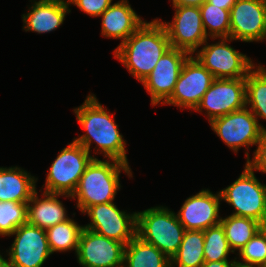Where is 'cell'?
Listing matches in <instances>:
<instances>
[{
  "label": "cell",
  "mask_w": 266,
  "mask_h": 267,
  "mask_svg": "<svg viewBox=\"0 0 266 267\" xmlns=\"http://www.w3.org/2000/svg\"><path fill=\"white\" fill-rule=\"evenodd\" d=\"M77 122L82 126L85 134L74 137V141L82 145L89 153L95 142V154H103L104 159H115L128 163L126 140L118 130L114 115L99 103L94 94H89L82 105L73 109ZM100 151V152H99Z\"/></svg>",
  "instance_id": "cell-1"
},
{
  "label": "cell",
  "mask_w": 266,
  "mask_h": 267,
  "mask_svg": "<svg viewBox=\"0 0 266 267\" xmlns=\"http://www.w3.org/2000/svg\"><path fill=\"white\" fill-rule=\"evenodd\" d=\"M170 48L161 19H154L151 22L144 21L113 53L129 73L142 83Z\"/></svg>",
  "instance_id": "cell-2"
},
{
  "label": "cell",
  "mask_w": 266,
  "mask_h": 267,
  "mask_svg": "<svg viewBox=\"0 0 266 267\" xmlns=\"http://www.w3.org/2000/svg\"><path fill=\"white\" fill-rule=\"evenodd\" d=\"M122 170L129 178L133 177L129 164L115 159L103 161L93 158L70 199H77L76 206L82 213L90 206L113 202L121 187Z\"/></svg>",
  "instance_id": "cell-3"
},
{
  "label": "cell",
  "mask_w": 266,
  "mask_h": 267,
  "mask_svg": "<svg viewBox=\"0 0 266 267\" xmlns=\"http://www.w3.org/2000/svg\"><path fill=\"white\" fill-rule=\"evenodd\" d=\"M185 228L175 212L156 206L136 212V236L171 259L181 245Z\"/></svg>",
  "instance_id": "cell-4"
},
{
  "label": "cell",
  "mask_w": 266,
  "mask_h": 267,
  "mask_svg": "<svg viewBox=\"0 0 266 267\" xmlns=\"http://www.w3.org/2000/svg\"><path fill=\"white\" fill-rule=\"evenodd\" d=\"M219 192L221 200L235 209L231 215L252 218L266 226V185L246 163L239 178Z\"/></svg>",
  "instance_id": "cell-5"
},
{
  "label": "cell",
  "mask_w": 266,
  "mask_h": 267,
  "mask_svg": "<svg viewBox=\"0 0 266 267\" xmlns=\"http://www.w3.org/2000/svg\"><path fill=\"white\" fill-rule=\"evenodd\" d=\"M96 158L74 140L52 162L43 192L72 195L87 165Z\"/></svg>",
  "instance_id": "cell-6"
},
{
  "label": "cell",
  "mask_w": 266,
  "mask_h": 267,
  "mask_svg": "<svg viewBox=\"0 0 266 267\" xmlns=\"http://www.w3.org/2000/svg\"><path fill=\"white\" fill-rule=\"evenodd\" d=\"M209 124L234 153L238 152L240 147H247V161L250 160L249 146L256 145L266 130L248 107L214 118Z\"/></svg>",
  "instance_id": "cell-7"
},
{
  "label": "cell",
  "mask_w": 266,
  "mask_h": 267,
  "mask_svg": "<svg viewBox=\"0 0 266 267\" xmlns=\"http://www.w3.org/2000/svg\"><path fill=\"white\" fill-rule=\"evenodd\" d=\"M218 42L208 44L206 40L195 58L214 76V78H243L255 66L250 57L236 51L226 42L231 38H219Z\"/></svg>",
  "instance_id": "cell-8"
},
{
  "label": "cell",
  "mask_w": 266,
  "mask_h": 267,
  "mask_svg": "<svg viewBox=\"0 0 266 267\" xmlns=\"http://www.w3.org/2000/svg\"><path fill=\"white\" fill-rule=\"evenodd\" d=\"M246 107V77L215 78L202 97L196 112L206 111L209 122Z\"/></svg>",
  "instance_id": "cell-9"
},
{
  "label": "cell",
  "mask_w": 266,
  "mask_h": 267,
  "mask_svg": "<svg viewBox=\"0 0 266 267\" xmlns=\"http://www.w3.org/2000/svg\"><path fill=\"white\" fill-rule=\"evenodd\" d=\"M126 211L118 209L114 202L90 206L83 212L91 219L84 228L126 246L136 236V212Z\"/></svg>",
  "instance_id": "cell-10"
},
{
  "label": "cell",
  "mask_w": 266,
  "mask_h": 267,
  "mask_svg": "<svg viewBox=\"0 0 266 267\" xmlns=\"http://www.w3.org/2000/svg\"><path fill=\"white\" fill-rule=\"evenodd\" d=\"M173 21L163 22L170 46L194 55L196 50L208 40L204 31L200 8L197 6H173Z\"/></svg>",
  "instance_id": "cell-11"
},
{
  "label": "cell",
  "mask_w": 266,
  "mask_h": 267,
  "mask_svg": "<svg viewBox=\"0 0 266 267\" xmlns=\"http://www.w3.org/2000/svg\"><path fill=\"white\" fill-rule=\"evenodd\" d=\"M214 79V76L190 55L182 66L174 92L164 104L195 110Z\"/></svg>",
  "instance_id": "cell-12"
},
{
  "label": "cell",
  "mask_w": 266,
  "mask_h": 267,
  "mask_svg": "<svg viewBox=\"0 0 266 267\" xmlns=\"http://www.w3.org/2000/svg\"><path fill=\"white\" fill-rule=\"evenodd\" d=\"M15 239L6 259L14 267H41L52 254L46 230L28 223L19 226L10 236Z\"/></svg>",
  "instance_id": "cell-13"
},
{
  "label": "cell",
  "mask_w": 266,
  "mask_h": 267,
  "mask_svg": "<svg viewBox=\"0 0 266 267\" xmlns=\"http://www.w3.org/2000/svg\"><path fill=\"white\" fill-rule=\"evenodd\" d=\"M190 54L184 50L170 48L157 62L142 85L151 96L152 106L163 105L172 95L184 62Z\"/></svg>",
  "instance_id": "cell-14"
},
{
  "label": "cell",
  "mask_w": 266,
  "mask_h": 267,
  "mask_svg": "<svg viewBox=\"0 0 266 267\" xmlns=\"http://www.w3.org/2000/svg\"><path fill=\"white\" fill-rule=\"evenodd\" d=\"M125 245L83 228L76 252L83 267H123Z\"/></svg>",
  "instance_id": "cell-15"
},
{
  "label": "cell",
  "mask_w": 266,
  "mask_h": 267,
  "mask_svg": "<svg viewBox=\"0 0 266 267\" xmlns=\"http://www.w3.org/2000/svg\"><path fill=\"white\" fill-rule=\"evenodd\" d=\"M230 38L249 43L266 39V0H236L230 9Z\"/></svg>",
  "instance_id": "cell-16"
},
{
  "label": "cell",
  "mask_w": 266,
  "mask_h": 267,
  "mask_svg": "<svg viewBox=\"0 0 266 267\" xmlns=\"http://www.w3.org/2000/svg\"><path fill=\"white\" fill-rule=\"evenodd\" d=\"M220 201V192L214 194L209 189H202L185 200L177 213L179 222L185 230L203 231L220 224Z\"/></svg>",
  "instance_id": "cell-17"
},
{
  "label": "cell",
  "mask_w": 266,
  "mask_h": 267,
  "mask_svg": "<svg viewBox=\"0 0 266 267\" xmlns=\"http://www.w3.org/2000/svg\"><path fill=\"white\" fill-rule=\"evenodd\" d=\"M29 6L27 14L22 15L23 30L38 34L49 33L59 28L65 16L71 12L66 0L35 1Z\"/></svg>",
  "instance_id": "cell-18"
},
{
  "label": "cell",
  "mask_w": 266,
  "mask_h": 267,
  "mask_svg": "<svg viewBox=\"0 0 266 267\" xmlns=\"http://www.w3.org/2000/svg\"><path fill=\"white\" fill-rule=\"evenodd\" d=\"M99 17L102 18L101 35L112 39H122L120 44L144 23V20L132 9L128 0L112 3Z\"/></svg>",
  "instance_id": "cell-19"
},
{
  "label": "cell",
  "mask_w": 266,
  "mask_h": 267,
  "mask_svg": "<svg viewBox=\"0 0 266 267\" xmlns=\"http://www.w3.org/2000/svg\"><path fill=\"white\" fill-rule=\"evenodd\" d=\"M36 191L27 203V223L44 230L69 219L64 204L58 199L60 196L71 197L67 194L43 192L39 198Z\"/></svg>",
  "instance_id": "cell-20"
},
{
  "label": "cell",
  "mask_w": 266,
  "mask_h": 267,
  "mask_svg": "<svg viewBox=\"0 0 266 267\" xmlns=\"http://www.w3.org/2000/svg\"><path fill=\"white\" fill-rule=\"evenodd\" d=\"M37 180L20 167H0V201L28 203L37 191Z\"/></svg>",
  "instance_id": "cell-21"
},
{
  "label": "cell",
  "mask_w": 266,
  "mask_h": 267,
  "mask_svg": "<svg viewBox=\"0 0 266 267\" xmlns=\"http://www.w3.org/2000/svg\"><path fill=\"white\" fill-rule=\"evenodd\" d=\"M123 267H171V260L157 247L135 236L125 246Z\"/></svg>",
  "instance_id": "cell-22"
},
{
  "label": "cell",
  "mask_w": 266,
  "mask_h": 267,
  "mask_svg": "<svg viewBox=\"0 0 266 267\" xmlns=\"http://www.w3.org/2000/svg\"><path fill=\"white\" fill-rule=\"evenodd\" d=\"M171 267H201L204 260V231L186 230Z\"/></svg>",
  "instance_id": "cell-23"
},
{
  "label": "cell",
  "mask_w": 266,
  "mask_h": 267,
  "mask_svg": "<svg viewBox=\"0 0 266 267\" xmlns=\"http://www.w3.org/2000/svg\"><path fill=\"white\" fill-rule=\"evenodd\" d=\"M222 225L225 236L233 253L240 251L245 244L263 227V225L248 217L229 215L222 217Z\"/></svg>",
  "instance_id": "cell-24"
},
{
  "label": "cell",
  "mask_w": 266,
  "mask_h": 267,
  "mask_svg": "<svg viewBox=\"0 0 266 267\" xmlns=\"http://www.w3.org/2000/svg\"><path fill=\"white\" fill-rule=\"evenodd\" d=\"M246 107L257 120H266V68L260 64L255 65L246 76Z\"/></svg>",
  "instance_id": "cell-25"
},
{
  "label": "cell",
  "mask_w": 266,
  "mask_h": 267,
  "mask_svg": "<svg viewBox=\"0 0 266 267\" xmlns=\"http://www.w3.org/2000/svg\"><path fill=\"white\" fill-rule=\"evenodd\" d=\"M84 226L69 218L46 230L47 240L52 254L78 250L79 237Z\"/></svg>",
  "instance_id": "cell-26"
},
{
  "label": "cell",
  "mask_w": 266,
  "mask_h": 267,
  "mask_svg": "<svg viewBox=\"0 0 266 267\" xmlns=\"http://www.w3.org/2000/svg\"><path fill=\"white\" fill-rule=\"evenodd\" d=\"M204 31L211 39L230 38V10L205 1L200 7Z\"/></svg>",
  "instance_id": "cell-27"
},
{
  "label": "cell",
  "mask_w": 266,
  "mask_h": 267,
  "mask_svg": "<svg viewBox=\"0 0 266 267\" xmlns=\"http://www.w3.org/2000/svg\"><path fill=\"white\" fill-rule=\"evenodd\" d=\"M229 253H233L221 224L204 230L205 262L230 261Z\"/></svg>",
  "instance_id": "cell-28"
},
{
  "label": "cell",
  "mask_w": 266,
  "mask_h": 267,
  "mask_svg": "<svg viewBox=\"0 0 266 267\" xmlns=\"http://www.w3.org/2000/svg\"><path fill=\"white\" fill-rule=\"evenodd\" d=\"M26 223L27 203L0 201V236H9Z\"/></svg>",
  "instance_id": "cell-29"
},
{
  "label": "cell",
  "mask_w": 266,
  "mask_h": 267,
  "mask_svg": "<svg viewBox=\"0 0 266 267\" xmlns=\"http://www.w3.org/2000/svg\"><path fill=\"white\" fill-rule=\"evenodd\" d=\"M238 252L243 263L266 266V226H263Z\"/></svg>",
  "instance_id": "cell-30"
},
{
  "label": "cell",
  "mask_w": 266,
  "mask_h": 267,
  "mask_svg": "<svg viewBox=\"0 0 266 267\" xmlns=\"http://www.w3.org/2000/svg\"><path fill=\"white\" fill-rule=\"evenodd\" d=\"M113 0H68L69 5L77 6L81 11L91 17H99L111 4Z\"/></svg>",
  "instance_id": "cell-31"
},
{
  "label": "cell",
  "mask_w": 266,
  "mask_h": 267,
  "mask_svg": "<svg viewBox=\"0 0 266 267\" xmlns=\"http://www.w3.org/2000/svg\"><path fill=\"white\" fill-rule=\"evenodd\" d=\"M257 148L253 152V159L246 161V164L256 172L266 173V130L262 133L260 141L256 144Z\"/></svg>",
  "instance_id": "cell-32"
},
{
  "label": "cell",
  "mask_w": 266,
  "mask_h": 267,
  "mask_svg": "<svg viewBox=\"0 0 266 267\" xmlns=\"http://www.w3.org/2000/svg\"><path fill=\"white\" fill-rule=\"evenodd\" d=\"M207 0H172L173 6H197L200 7Z\"/></svg>",
  "instance_id": "cell-33"
},
{
  "label": "cell",
  "mask_w": 266,
  "mask_h": 267,
  "mask_svg": "<svg viewBox=\"0 0 266 267\" xmlns=\"http://www.w3.org/2000/svg\"><path fill=\"white\" fill-rule=\"evenodd\" d=\"M208 3L218 6L221 9L230 10L236 0H207Z\"/></svg>",
  "instance_id": "cell-34"
},
{
  "label": "cell",
  "mask_w": 266,
  "mask_h": 267,
  "mask_svg": "<svg viewBox=\"0 0 266 267\" xmlns=\"http://www.w3.org/2000/svg\"><path fill=\"white\" fill-rule=\"evenodd\" d=\"M235 258L231 261L204 262L201 267H234Z\"/></svg>",
  "instance_id": "cell-35"
},
{
  "label": "cell",
  "mask_w": 266,
  "mask_h": 267,
  "mask_svg": "<svg viewBox=\"0 0 266 267\" xmlns=\"http://www.w3.org/2000/svg\"><path fill=\"white\" fill-rule=\"evenodd\" d=\"M234 267H266V266L259 265V264H248V263H243V262H241V261H238V260H237V257H235Z\"/></svg>",
  "instance_id": "cell-36"
},
{
  "label": "cell",
  "mask_w": 266,
  "mask_h": 267,
  "mask_svg": "<svg viewBox=\"0 0 266 267\" xmlns=\"http://www.w3.org/2000/svg\"><path fill=\"white\" fill-rule=\"evenodd\" d=\"M0 267H14L0 254Z\"/></svg>",
  "instance_id": "cell-37"
}]
</instances>
